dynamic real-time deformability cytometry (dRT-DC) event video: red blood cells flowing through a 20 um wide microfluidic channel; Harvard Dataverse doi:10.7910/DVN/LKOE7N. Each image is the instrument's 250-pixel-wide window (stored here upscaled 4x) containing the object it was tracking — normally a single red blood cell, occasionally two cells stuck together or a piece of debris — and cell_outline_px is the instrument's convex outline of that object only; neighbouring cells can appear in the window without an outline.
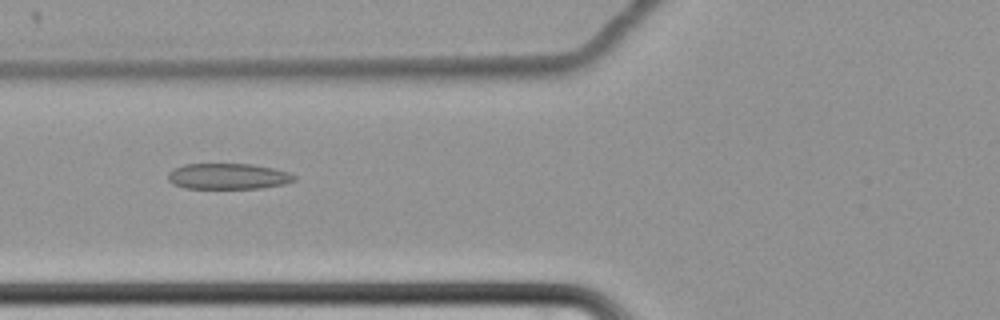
{"species": "common noctule bat (a hibernating species)", "species_latin": "Nyctalus noctula", "temperature_condition": "cold", "stored_images_in_passage": 63, "camera_frame_rate_fps": 3000, "um_per_image_px": 0.085, "animal": {"sex": "female", "body_mass_g": 22.7, "forearm_length_mm": 54.2}, "frame": {"image": 1, "passage_image": 27, "time_ms": 8.667, "image_size_px": [1000, 320], "cell_outline_px": [[296, 180], [284, 184], [260, 188], [184, 188], [172, 184], [168, 180], [168, 172], [172, 168], [184, 164], [252, 164], [272, 168], [288, 172], [296, 176]], "centroid_in_image_um": [19.35, 14.98], "position_along_channel_um": 106.5, "area_um2": 19.07}}
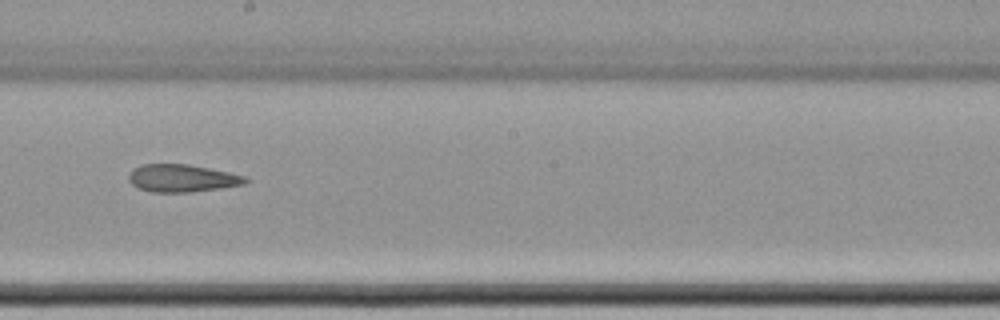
{"frame": {"image": 2, "passage_image": 38, "time_ms": 12.333, "image_size_px": [1000, 320], "cell_outline_px": [[248, 180], [244, 184], [220, 188], [188, 192], [152, 192], [140, 188], [132, 184], [128, 180], [128, 176], [140, 164], [188, 164], [248, 176]], "centroid_in_image_um": [15.49, 15.14], "position_along_channel_um": 232.7, "area_um2": 18.55}}
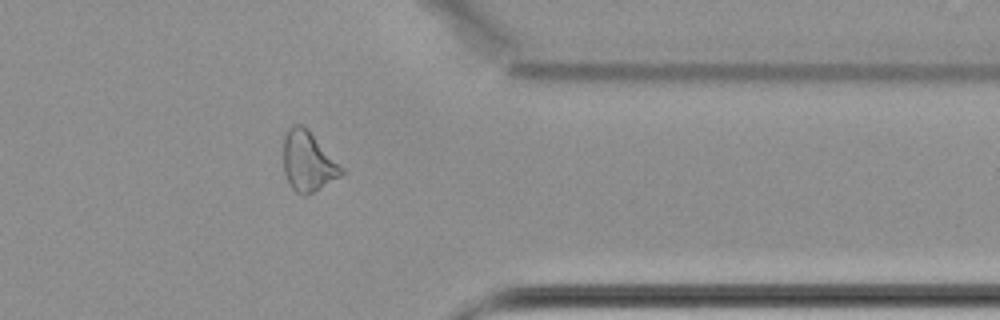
{"frame": {"image": 3, "passage_image": 52, "time_ms": 17.0, "image_size_px": [1000, 320], "cell_outline_px": [[344, 172], [340, 176], [312, 192], [304, 196], [296, 192], [292, 188], [284, 172], [284, 136], [288, 128], [292, 124], [300, 124], [344, 168]], "centroid_in_image_um": [26.15, 13.74], "position_along_channel_um": 385.2, "area_um2": 19.54}, "authors_computed_cell_mechanics": {"area_um2": 21.675, "velocity_mm_per_s": 3.4431, "shape_relaxation_time_tau1_ms": null, "shape_relaxation_time_tau2_ms": 5.9738, "deformation_change_tau1": null, "deformation_change_tau2": 0.1345}}